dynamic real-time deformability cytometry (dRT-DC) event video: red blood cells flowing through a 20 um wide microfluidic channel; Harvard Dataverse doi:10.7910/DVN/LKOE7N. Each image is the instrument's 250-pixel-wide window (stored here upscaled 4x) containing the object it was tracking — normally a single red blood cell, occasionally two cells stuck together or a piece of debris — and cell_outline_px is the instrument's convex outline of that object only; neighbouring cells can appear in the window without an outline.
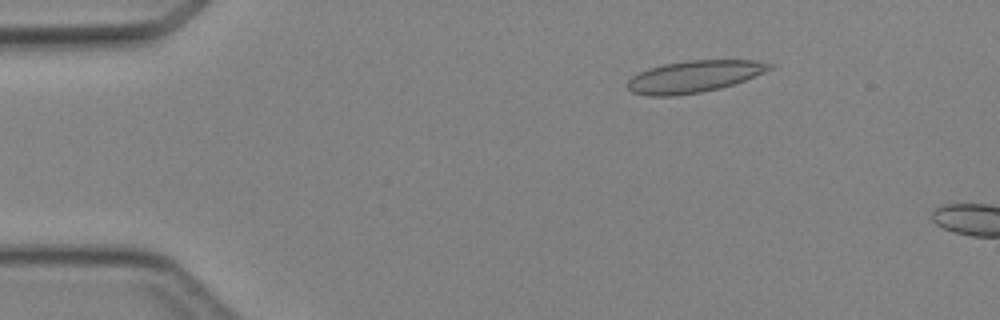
{"species": "Egyptian fruit bat (a non-hibernating species)", "species_latin": "Rousettus aegyptiacus", "temperature_condition": "cold", "stored_images_in_passage": 4, "camera_frame_rate_fps": 3000, "um_per_image_px": 0.085, "animal": {"sex": "female"}, "frame": {"image": 1, "passage_image": 2, "time_ms": 1.0, "image_size_px": [1000, 320], "cell_outline_px": [[776, 68], [744, 80], [720, 88], [700, 92], [672, 96], [648, 96], [632, 92], [624, 84], [632, 76], [648, 68], [664, 64], [688, 60], [756, 60], [776, 64]], "centroid_in_image_um": [59.02, 6.49], "position_along_channel_um": 26.0, "area_um2": 26.53}}